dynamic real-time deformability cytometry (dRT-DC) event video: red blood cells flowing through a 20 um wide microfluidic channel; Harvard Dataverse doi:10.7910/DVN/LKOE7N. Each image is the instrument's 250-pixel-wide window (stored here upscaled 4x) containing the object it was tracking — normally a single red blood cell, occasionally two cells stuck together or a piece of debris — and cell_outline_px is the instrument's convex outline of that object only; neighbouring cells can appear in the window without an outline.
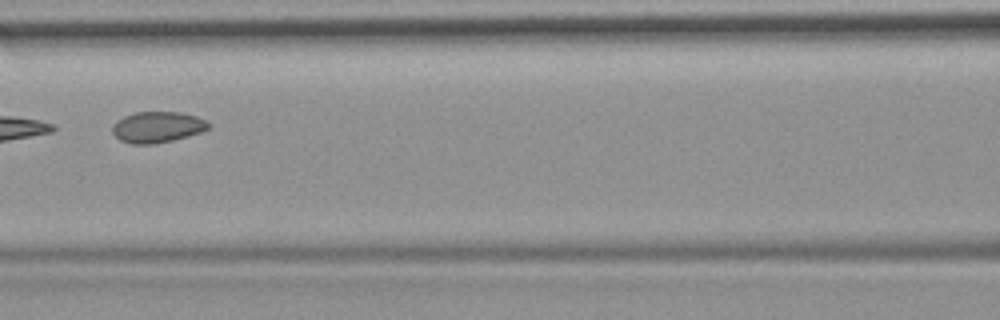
{"species": "common noctule bat (a hibernating species)", "species_latin": "Nyctalus noctula", "temperature_condition": "room temperature", "stored_images_in_passage": 22, "camera_frame_rate_fps": 3000, "um_per_image_px": 0.085, "animal": {"sex": "female", "body_mass_g": 19.9}, "frame": {"image": 1, "passage_image": 7, "time_ms": 2.0, "image_size_px": [1000, 320], "cell_outline_px": [[208, 128], [200, 132], [172, 140], [152, 144], [132, 144], [120, 140], [112, 132], [112, 124], [116, 120], [124, 116], [136, 112], [180, 112], [196, 116], [208, 120]], "centroid_in_image_um": [13.34, 10.79], "position_along_channel_um": 153.3, "area_um2": 17.28}}